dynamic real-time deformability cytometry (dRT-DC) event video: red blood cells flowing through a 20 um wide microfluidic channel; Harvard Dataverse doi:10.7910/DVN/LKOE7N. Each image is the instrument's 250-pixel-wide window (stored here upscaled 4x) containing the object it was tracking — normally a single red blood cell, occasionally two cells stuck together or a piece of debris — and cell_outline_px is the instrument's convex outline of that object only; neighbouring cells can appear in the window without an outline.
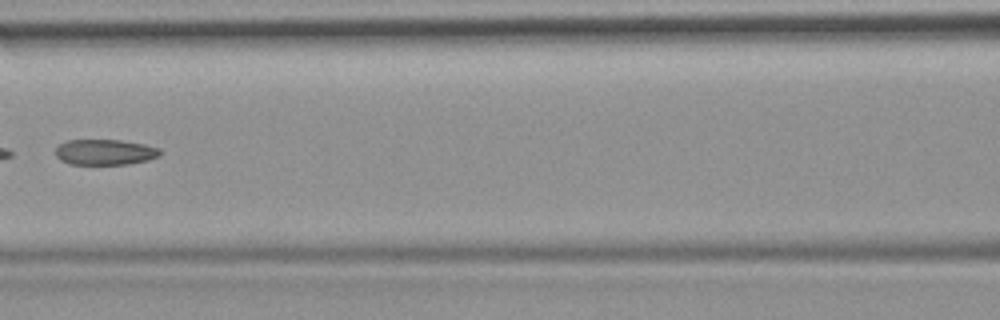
{"species": "common noctule bat (a hibernating species)", "species_latin": "Nyctalus noctula", "temperature_condition": "room temperature", "stored_images_in_passage": 7, "camera_frame_rate_fps": 3000, "um_per_image_px": 0.085, "animal": {"sex": "female", "body_mass_g": 19.9}, "frame": {"image": 1, "passage_image": 6, "time_ms": 7.0, "image_size_px": [1000, 320], "cell_outline_px": [[160, 156], [148, 160], [128, 164], [68, 164], [60, 160], [56, 156], [56, 148], [60, 144], [68, 140], [120, 140], [144, 144], [160, 148]], "centroid_in_image_um": [8.92, 12.93], "position_along_channel_um": 157.7, "area_um2": 15.61}}
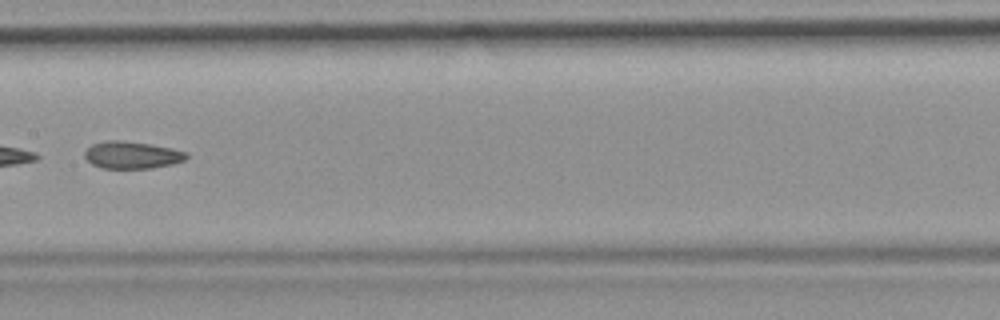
{"frame": {"image": 2, "passage_image": 7, "time_ms": 8.0, "image_size_px": [1000, 320], "cell_outline_px": [[188, 156], [184, 160], [172, 164], [152, 168], [100, 168], [92, 164], [84, 156], [84, 152], [92, 144], [108, 140], [120, 140], [148, 144], [172, 148], [188, 152]], "centroid_in_image_um": [11.21, 13.18], "position_along_channel_um": 196.2, "area_um2": 16.07}}